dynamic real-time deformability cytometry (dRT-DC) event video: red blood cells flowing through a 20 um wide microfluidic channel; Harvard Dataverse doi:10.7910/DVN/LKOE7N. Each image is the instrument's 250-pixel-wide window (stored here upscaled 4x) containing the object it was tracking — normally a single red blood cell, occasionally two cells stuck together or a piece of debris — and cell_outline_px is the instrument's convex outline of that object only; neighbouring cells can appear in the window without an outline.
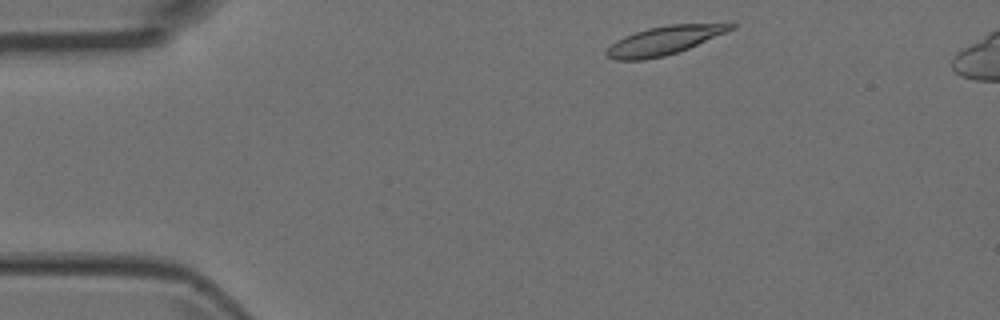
{"species": "Egyptian fruit bat (a non-hibernating species)", "species_latin": "Rousettus aegyptiacus", "temperature_condition": "room temperature", "stored_images_in_passage": 4, "camera_frame_rate_fps": 3000, "um_per_image_px": 0.085, "animal": {"sex": "female"}, "frame": {"image": 1, "passage_image": 1, "time_ms": 0.0, "image_size_px": [1000, 320], "cell_outline_px": [[736, 28], [728, 32], [688, 48], [664, 56], [644, 60], [616, 60], [604, 56], [604, 52], [616, 40], [624, 36], [648, 28], [668, 24], [732, 20], [736, 24]], "centroid_in_image_um": [56.6, 3.38], "position_along_channel_um": 28.4, "area_um2": 21.56}}
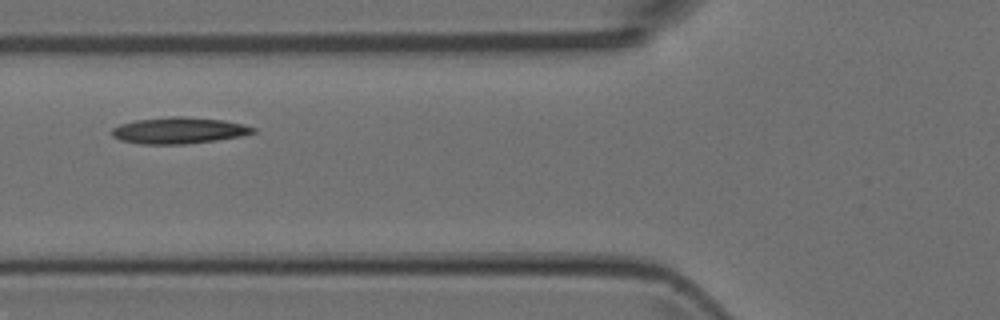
{"frame": {"image": 2, "passage_image": 4, "time_ms": 1.0, "image_size_px": [1000, 320], "cell_outline_px": [[256, 132], [240, 136], [216, 140], [184, 144], [140, 144], [120, 140], [112, 136], [112, 128], [120, 124], [136, 120], [168, 116], [184, 116], [224, 120], [244, 124], [256, 128]], "centroid_in_image_um": [15.2, 11.08], "position_along_channel_um": 110.6, "area_um2": 21.79}}